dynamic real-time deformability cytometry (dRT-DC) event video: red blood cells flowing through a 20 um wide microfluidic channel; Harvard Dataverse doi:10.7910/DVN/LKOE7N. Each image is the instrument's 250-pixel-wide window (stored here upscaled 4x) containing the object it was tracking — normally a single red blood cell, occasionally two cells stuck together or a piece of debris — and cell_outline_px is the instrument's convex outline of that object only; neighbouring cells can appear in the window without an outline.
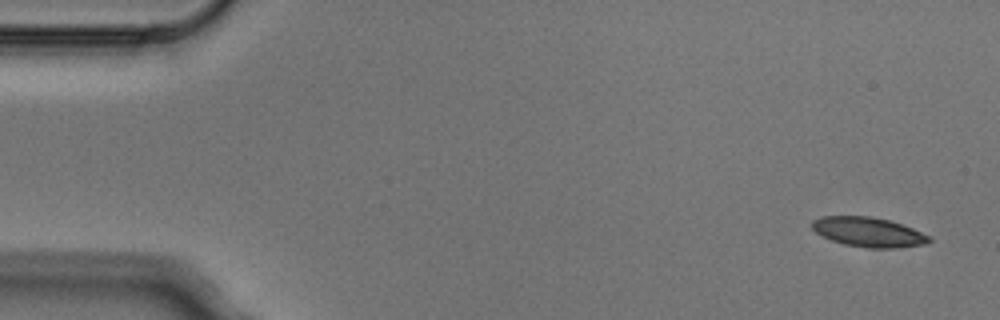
{"species": "Egyptian fruit bat (a non-hibernating species)", "species_latin": "Rousettus aegyptiacus", "temperature_condition": "cold", "stored_images_in_passage": 4, "camera_frame_rate_fps": 3000, "um_per_image_px": 0.085, "animal": {"sex": "male"}, "frame": {"image": 1, "passage_image": 1, "time_ms": 0.0, "image_size_px": [1000, 320], "cell_outline_px": [[932, 240], [924, 244], [896, 248], [868, 248], [844, 244], [832, 240], [816, 232], [812, 228], [812, 220], [820, 216], [872, 216], [888, 220], [912, 228], [932, 236]], "centroid_in_image_um": [73.83, 19.72], "position_along_channel_um": 11.2, "area_um2": 20.17}}